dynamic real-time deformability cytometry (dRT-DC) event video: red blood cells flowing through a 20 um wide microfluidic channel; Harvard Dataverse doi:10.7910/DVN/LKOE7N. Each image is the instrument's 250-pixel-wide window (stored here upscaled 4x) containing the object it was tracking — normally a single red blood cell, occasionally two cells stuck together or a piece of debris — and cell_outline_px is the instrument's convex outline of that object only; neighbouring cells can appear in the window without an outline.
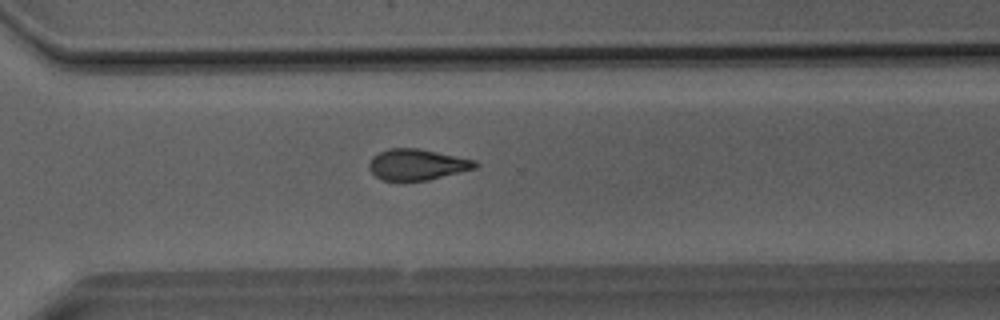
{"species": "Egyptian fruit bat (a non-hibernating species)", "species_latin": "Rousettus aegyptiacus", "temperature_condition": "room temperature", "stored_images_in_passage": 33, "camera_frame_rate_fps": 3000, "um_per_image_px": 0.085, "animal": {"sex": "male"}, "frame": {"image": 1, "passage_image": 24, "time_ms": 7.667, "image_size_px": [1000, 320], "cell_outline_px": [[480, 164], [476, 168], [428, 180], [380, 180], [368, 168], [368, 164], [372, 156], [388, 148], [420, 148], [476, 160]], "centroid_in_image_um": [35.46, 13.97], "position_along_channel_um": 335.1, "area_um2": 19.25}}
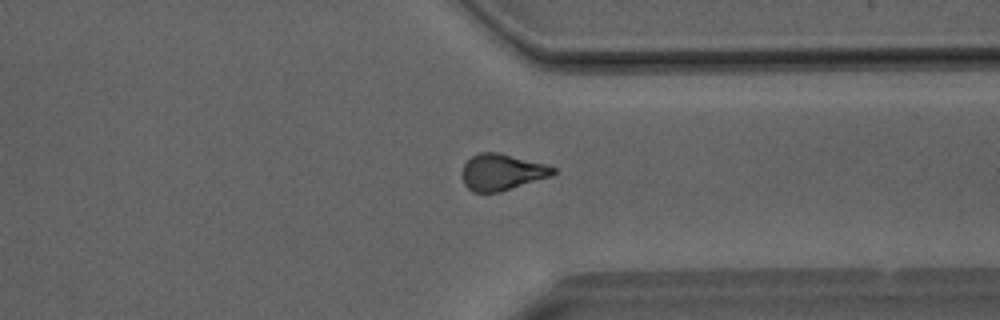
{"frame": {"image": 2, "passage_image": 26, "time_ms": 8.333, "image_size_px": [1000, 320], "cell_outline_px": [[556, 172], [552, 176], [500, 192], [472, 192], [464, 184], [460, 176], [464, 164], [472, 156], [480, 152], [496, 152], [544, 164], [556, 168]], "centroid_in_image_um": [42.63, 14.64], "position_along_channel_um": 368.8, "area_um2": 19.25}}
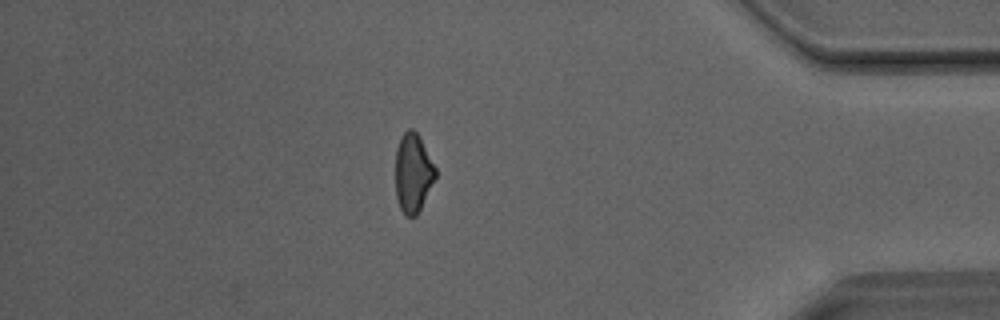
{"frame": {"image": 3, "passage_image": 30, "time_ms": 9.667, "image_size_px": [1000, 320], "cell_outline_px": [[436, 176], [416, 216], [404, 216], [400, 208], [396, 196], [396, 148], [400, 136], [408, 128], [412, 128], [416, 132], [436, 168]], "centroid_in_image_um": [35.08, 14.69], "position_along_channel_um": 400.1, "area_um2": 18.15}}